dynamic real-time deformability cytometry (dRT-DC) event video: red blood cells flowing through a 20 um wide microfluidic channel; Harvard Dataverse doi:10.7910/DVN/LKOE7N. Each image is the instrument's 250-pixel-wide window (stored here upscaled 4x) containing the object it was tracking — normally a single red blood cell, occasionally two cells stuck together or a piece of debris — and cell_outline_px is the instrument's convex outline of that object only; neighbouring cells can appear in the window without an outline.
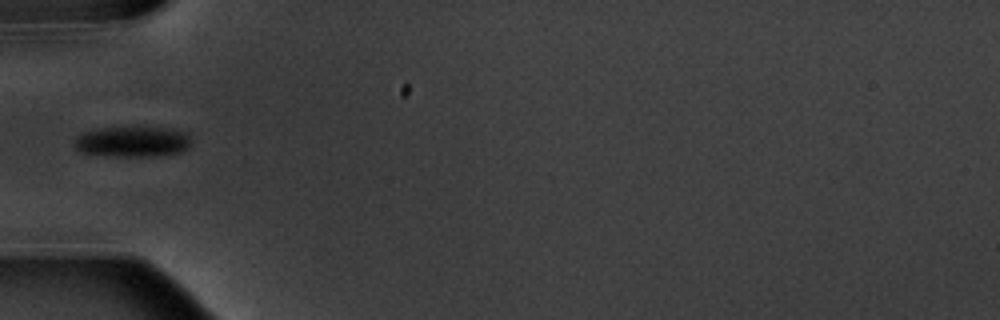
{"species": "common noctule bat (a hibernating species)", "species_latin": "Nyctalus noctula", "temperature_condition": "warm", "stored_images_in_passage": 6, "camera_frame_rate_fps": 3000, "um_per_image_px": 0.085, "animal": {"sex": "male", "body_mass_g": 20.1, "forearm_length_mm": 53.5}, "frame": {"image": 1, "passage_image": 1, "time_ms": 0.0, "image_size_px": [1000, 320], "cell_outline_px": [[192, 140], [188, 148], [180, 152], [156, 156], [112, 156], [80, 152], [76, 148], [76, 136], [80, 132], [96, 128], [172, 128], [188, 132]], "centroid_in_image_um": [11.29, 12.03], "position_along_channel_um": 73.7, "area_um2": 20.92}}
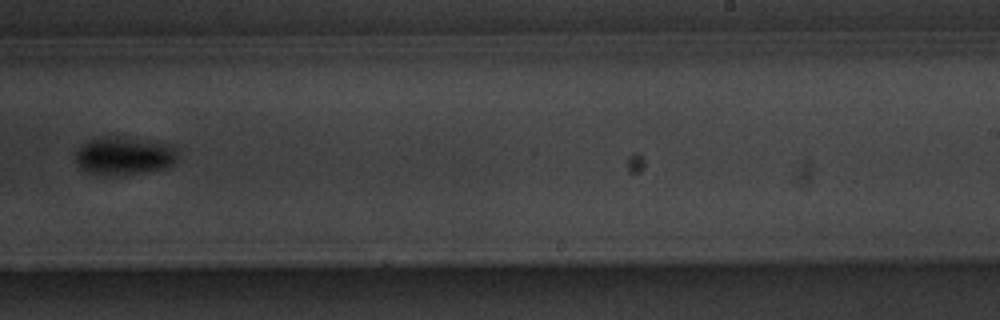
{"frame": {"image": 2, "passage_image": 6, "time_ms": 5.667, "image_size_px": [1000, 320], "cell_outline_px": [[180, 148], [176, 160], [172, 164], [164, 168], [124, 176], [104, 176], [84, 172], [76, 164], [76, 152], [88, 140], [104, 136], [128, 136], [172, 144]], "centroid_in_image_um": [10.58, 13.24], "position_along_channel_um": 278.4, "area_um2": 23.58}}